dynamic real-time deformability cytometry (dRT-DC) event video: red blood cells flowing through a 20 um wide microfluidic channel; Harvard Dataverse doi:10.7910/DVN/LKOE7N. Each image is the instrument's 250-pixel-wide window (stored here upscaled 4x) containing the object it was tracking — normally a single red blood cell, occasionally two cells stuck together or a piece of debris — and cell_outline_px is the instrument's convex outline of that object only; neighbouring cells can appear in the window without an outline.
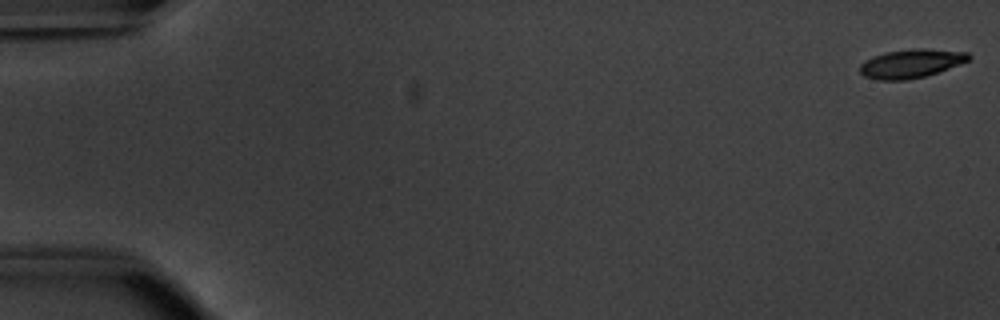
{"species": "common noctule bat (a hibernating species)", "species_latin": "Nyctalus noctula", "temperature_condition": "warm", "stored_images_in_passage": 18, "camera_frame_rate_fps": 3000, "um_per_image_px": 0.085, "animal": {"sex": "male", "body_mass_g": 20.1, "forearm_length_mm": 53.5}, "frame": {"image": 1, "passage_image": 1, "time_ms": 0.0, "image_size_px": [1000, 320], "cell_outline_px": [[972, 56], [968, 60], [960, 64], [924, 76], [908, 80], [876, 80], [864, 76], [860, 72], [860, 64], [872, 56], [884, 52], [916, 48], [924, 48], [968, 52]], "centroid_in_image_um": [77.42, 5.39], "position_along_channel_um": 7.6, "area_um2": 18.21}}
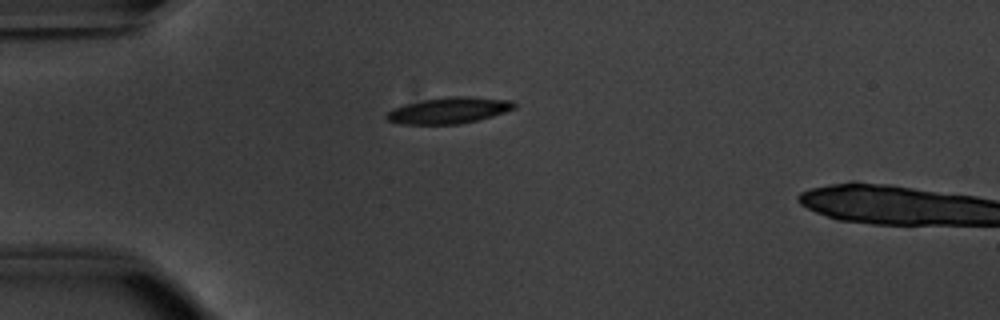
{"frame": {"image": 2, "passage_image": 15, "time_ms": 4.667, "image_size_px": [1000, 320], "cell_outline_px": [[516, 108], [492, 116], [460, 124], [400, 124], [388, 120], [384, 116], [392, 108], [404, 104], [424, 100], [452, 96], [468, 96], [512, 100], [516, 104]], "centroid_in_image_um": [38.15, 9.38], "position_along_channel_um": 46.8, "area_um2": 19.48}}